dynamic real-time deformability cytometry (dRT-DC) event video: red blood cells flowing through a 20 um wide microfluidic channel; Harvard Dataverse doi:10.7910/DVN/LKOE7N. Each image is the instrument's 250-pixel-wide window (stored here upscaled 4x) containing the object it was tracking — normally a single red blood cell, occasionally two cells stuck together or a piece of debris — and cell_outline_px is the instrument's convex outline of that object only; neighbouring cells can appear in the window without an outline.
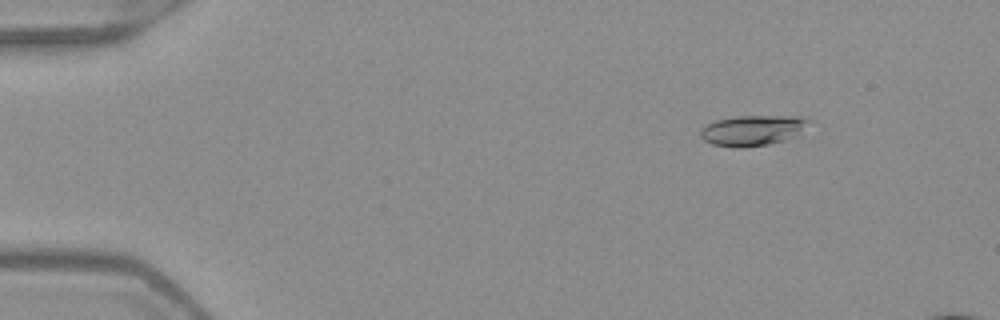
{"species": "Egyptian fruit bat (a non-hibernating species)", "species_latin": "Rousettus aegyptiacus", "temperature_condition": "warm", "stored_images_in_passage": 15, "camera_frame_rate_fps": 3000, "um_per_image_px": 0.085, "frame": {"image": 1, "passage_image": 5, "time_ms": 1.333, "image_size_px": [1000, 320], "cell_outline_px": [[812, 120], [800, 136], [768, 144], [744, 148], [736, 148], [712, 144], [704, 140], [700, 136], [700, 128], [716, 120], [736, 116], [808, 116]], "centroid_in_image_um": [64.05, 11.08], "position_along_channel_um": 21.0, "area_um2": 19.71}}